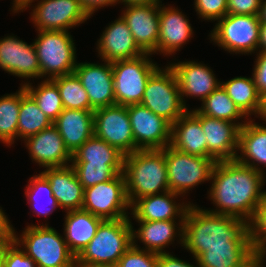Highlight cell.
<instances>
[{
    "mask_svg": "<svg viewBox=\"0 0 266 267\" xmlns=\"http://www.w3.org/2000/svg\"><path fill=\"white\" fill-rule=\"evenodd\" d=\"M132 219L103 220L96 235L76 257V267L118 264L133 245Z\"/></svg>",
    "mask_w": 266,
    "mask_h": 267,
    "instance_id": "5b68a950",
    "label": "cell"
},
{
    "mask_svg": "<svg viewBox=\"0 0 266 267\" xmlns=\"http://www.w3.org/2000/svg\"><path fill=\"white\" fill-rule=\"evenodd\" d=\"M99 59L107 62L128 60L145 54L136 44L126 21L120 15L109 23L96 43Z\"/></svg>",
    "mask_w": 266,
    "mask_h": 267,
    "instance_id": "7402d4cb",
    "label": "cell"
},
{
    "mask_svg": "<svg viewBox=\"0 0 266 267\" xmlns=\"http://www.w3.org/2000/svg\"><path fill=\"white\" fill-rule=\"evenodd\" d=\"M257 52H266V22H260Z\"/></svg>",
    "mask_w": 266,
    "mask_h": 267,
    "instance_id": "681fc988",
    "label": "cell"
},
{
    "mask_svg": "<svg viewBox=\"0 0 266 267\" xmlns=\"http://www.w3.org/2000/svg\"><path fill=\"white\" fill-rule=\"evenodd\" d=\"M21 102V86L15 93L0 97V143L7 147L17 140V125Z\"/></svg>",
    "mask_w": 266,
    "mask_h": 267,
    "instance_id": "d590c367",
    "label": "cell"
},
{
    "mask_svg": "<svg viewBox=\"0 0 266 267\" xmlns=\"http://www.w3.org/2000/svg\"><path fill=\"white\" fill-rule=\"evenodd\" d=\"M258 118L263 120L264 123L266 122V95L262 97V108H261Z\"/></svg>",
    "mask_w": 266,
    "mask_h": 267,
    "instance_id": "db71d44e",
    "label": "cell"
},
{
    "mask_svg": "<svg viewBox=\"0 0 266 267\" xmlns=\"http://www.w3.org/2000/svg\"><path fill=\"white\" fill-rule=\"evenodd\" d=\"M196 110L200 114L212 118L234 122L240 128L249 120L227 95L221 85L205 98L201 102V106L197 107Z\"/></svg>",
    "mask_w": 266,
    "mask_h": 267,
    "instance_id": "836d02e7",
    "label": "cell"
},
{
    "mask_svg": "<svg viewBox=\"0 0 266 267\" xmlns=\"http://www.w3.org/2000/svg\"><path fill=\"white\" fill-rule=\"evenodd\" d=\"M0 267H3V259H2V241H0Z\"/></svg>",
    "mask_w": 266,
    "mask_h": 267,
    "instance_id": "9f6ffc18",
    "label": "cell"
},
{
    "mask_svg": "<svg viewBox=\"0 0 266 267\" xmlns=\"http://www.w3.org/2000/svg\"><path fill=\"white\" fill-rule=\"evenodd\" d=\"M0 69L8 74L22 79L20 86H25L30 81L41 79V71L37 52L33 42L28 44L18 36L5 35L0 38ZM23 79H25L23 81ZM27 80V81H26Z\"/></svg>",
    "mask_w": 266,
    "mask_h": 267,
    "instance_id": "9a60e30c",
    "label": "cell"
},
{
    "mask_svg": "<svg viewBox=\"0 0 266 267\" xmlns=\"http://www.w3.org/2000/svg\"><path fill=\"white\" fill-rule=\"evenodd\" d=\"M58 87L63 108L91 110L88 94L75 73L51 79Z\"/></svg>",
    "mask_w": 266,
    "mask_h": 267,
    "instance_id": "74e56055",
    "label": "cell"
},
{
    "mask_svg": "<svg viewBox=\"0 0 266 267\" xmlns=\"http://www.w3.org/2000/svg\"><path fill=\"white\" fill-rule=\"evenodd\" d=\"M262 0H228L227 14L259 15Z\"/></svg>",
    "mask_w": 266,
    "mask_h": 267,
    "instance_id": "ee69618b",
    "label": "cell"
},
{
    "mask_svg": "<svg viewBox=\"0 0 266 267\" xmlns=\"http://www.w3.org/2000/svg\"><path fill=\"white\" fill-rule=\"evenodd\" d=\"M82 209L103 220L129 218L124 174L84 189Z\"/></svg>",
    "mask_w": 266,
    "mask_h": 267,
    "instance_id": "8fae6325",
    "label": "cell"
},
{
    "mask_svg": "<svg viewBox=\"0 0 266 267\" xmlns=\"http://www.w3.org/2000/svg\"><path fill=\"white\" fill-rule=\"evenodd\" d=\"M33 44L37 52L41 79L74 73L77 66L76 44L70 31H37Z\"/></svg>",
    "mask_w": 266,
    "mask_h": 267,
    "instance_id": "8992f818",
    "label": "cell"
},
{
    "mask_svg": "<svg viewBox=\"0 0 266 267\" xmlns=\"http://www.w3.org/2000/svg\"><path fill=\"white\" fill-rule=\"evenodd\" d=\"M200 122L205 133L208 158L216 162L236 159L240 127L234 123L200 114L195 108L189 110Z\"/></svg>",
    "mask_w": 266,
    "mask_h": 267,
    "instance_id": "e0dca14e",
    "label": "cell"
},
{
    "mask_svg": "<svg viewBox=\"0 0 266 267\" xmlns=\"http://www.w3.org/2000/svg\"><path fill=\"white\" fill-rule=\"evenodd\" d=\"M137 229L132 223L133 245L155 254L166 253L170 245L177 244L183 247V224L184 221H136ZM138 240L143 247L138 245Z\"/></svg>",
    "mask_w": 266,
    "mask_h": 267,
    "instance_id": "cb8c5ba5",
    "label": "cell"
},
{
    "mask_svg": "<svg viewBox=\"0 0 266 267\" xmlns=\"http://www.w3.org/2000/svg\"><path fill=\"white\" fill-rule=\"evenodd\" d=\"M86 267H119L117 264H107V265H94V266H86Z\"/></svg>",
    "mask_w": 266,
    "mask_h": 267,
    "instance_id": "11a10c76",
    "label": "cell"
},
{
    "mask_svg": "<svg viewBox=\"0 0 266 267\" xmlns=\"http://www.w3.org/2000/svg\"><path fill=\"white\" fill-rule=\"evenodd\" d=\"M165 162L170 191L186 197V200L191 189L211 181L216 164L213 158L186 154L170 145L165 147Z\"/></svg>",
    "mask_w": 266,
    "mask_h": 267,
    "instance_id": "ba28073f",
    "label": "cell"
},
{
    "mask_svg": "<svg viewBox=\"0 0 266 267\" xmlns=\"http://www.w3.org/2000/svg\"><path fill=\"white\" fill-rule=\"evenodd\" d=\"M170 146L186 154L208 157L201 122L189 110L172 124Z\"/></svg>",
    "mask_w": 266,
    "mask_h": 267,
    "instance_id": "83f0119b",
    "label": "cell"
},
{
    "mask_svg": "<svg viewBox=\"0 0 266 267\" xmlns=\"http://www.w3.org/2000/svg\"><path fill=\"white\" fill-rule=\"evenodd\" d=\"M252 246L249 224L191 203L183 224V249L198 258L209 247Z\"/></svg>",
    "mask_w": 266,
    "mask_h": 267,
    "instance_id": "7a4b0ae2",
    "label": "cell"
},
{
    "mask_svg": "<svg viewBox=\"0 0 266 267\" xmlns=\"http://www.w3.org/2000/svg\"><path fill=\"white\" fill-rule=\"evenodd\" d=\"M197 261L200 267H265L253 246L209 247Z\"/></svg>",
    "mask_w": 266,
    "mask_h": 267,
    "instance_id": "f546056e",
    "label": "cell"
},
{
    "mask_svg": "<svg viewBox=\"0 0 266 267\" xmlns=\"http://www.w3.org/2000/svg\"><path fill=\"white\" fill-rule=\"evenodd\" d=\"M181 197L183 201L178 203ZM190 204V201L184 202L182 195L166 191L135 200L130 205L129 218L135 221H184Z\"/></svg>",
    "mask_w": 266,
    "mask_h": 267,
    "instance_id": "d6986e66",
    "label": "cell"
},
{
    "mask_svg": "<svg viewBox=\"0 0 266 267\" xmlns=\"http://www.w3.org/2000/svg\"><path fill=\"white\" fill-rule=\"evenodd\" d=\"M3 208L0 206V241L12 239L13 225L11 224L8 216Z\"/></svg>",
    "mask_w": 266,
    "mask_h": 267,
    "instance_id": "c3c4849f",
    "label": "cell"
},
{
    "mask_svg": "<svg viewBox=\"0 0 266 267\" xmlns=\"http://www.w3.org/2000/svg\"><path fill=\"white\" fill-rule=\"evenodd\" d=\"M41 173L50 183L53 196L61 209L66 212L82 209L84 187L71 165L45 168Z\"/></svg>",
    "mask_w": 266,
    "mask_h": 267,
    "instance_id": "d4e9b609",
    "label": "cell"
},
{
    "mask_svg": "<svg viewBox=\"0 0 266 267\" xmlns=\"http://www.w3.org/2000/svg\"><path fill=\"white\" fill-rule=\"evenodd\" d=\"M23 143L32 162L43 169L71 165L72 154L54 125L26 138Z\"/></svg>",
    "mask_w": 266,
    "mask_h": 267,
    "instance_id": "603a6c76",
    "label": "cell"
},
{
    "mask_svg": "<svg viewBox=\"0 0 266 267\" xmlns=\"http://www.w3.org/2000/svg\"><path fill=\"white\" fill-rule=\"evenodd\" d=\"M84 12L91 18L98 9L118 4L117 0H78Z\"/></svg>",
    "mask_w": 266,
    "mask_h": 267,
    "instance_id": "7dc6e473",
    "label": "cell"
},
{
    "mask_svg": "<svg viewBox=\"0 0 266 267\" xmlns=\"http://www.w3.org/2000/svg\"><path fill=\"white\" fill-rule=\"evenodd\" d=\"M118 4L125 5H139V4H160L161 0H117Z\"/></svg>",
    "mask_w": 266,
    "mask_h": 267,
    "instance_id": "f907efd6",
    "label": "cell"
},
{
    "mask_svg": "<svg viewBox=\"0 0 266 267\" xmlns=\"http://www.w3.org/2000/svg\"><path fill=\"white\" fill-rule=\"evenodd\" d=\"M221 86L248 119H252L253 115L254 118H258L262 108V97L256 89L253 75L237 76L226 82L221 81Z\"/></svg>",
    "mask_w": 266,
    "mask_h": 267,
    "instance_id": "1f68e13d",
    "label": "cell"
},
{
    "mask_svg": "<svg viewBox=\"0 0 266 267\" xmlns=\"http://www.w3.org/2000/svg\"><path fill=\"white\" fill-rule=\"evenodd\" d=\"M153 54L112 62L114 97L117 105L140 104L150 76L159 68Z\"/></svg>",
    "mask_w": 266,
    "mask_h": 267,
    "instance_id": "9c48e42d",
    "label": "cell"
},
{
    "mask_svg": "<svg viewBox=\"0 0 266 267\" xmlns=\"http://www.w3.org/2000/svg\"><path fill=\"white\" fill-rule=\"evenodd\" d=\"M253 78L261 97L266 95V52H257L253 66Z\"/></svg>",
    "mask_w": 266,
    "mask_h": 267,
    "instance_id": "f6af8a7d",
    "label": "cell"
},
{
    "mask_svg": "<svg viewBox=\"0 0 266 267\" xmlns=\"http://www.w3.org/2000/svg\"><path fill=\"white\" fill-rule=\"evenodd\" d=\"M84 189L110 181L118 173L108 164H71Z\"/></svg>",
    "mask_w": 266,
    "mask_h": 267,
    "instance_id": "f35d334b",
    "label": "cell"
},
{
    "mask_svg": "<svg viewBox=\"0 0 266 267\" xmlns=\"http://www.w3.org/2000/svg\"><path fill=\"white\" fill-rule=\"evenodd\" d=\"M140 104L171 124L188 111L183 104L175 73L168 64L164 68L160 66L150 76Z\"/></svg>",
    "mask_w": 266,
    "mask_h": 267,
    "instance_id": "30bf717a",
    "label": "cell"
},
{
    "mask_svg": "<svg viewBox=\"0 0 266 267\" xmlns=\"http://www.w3.org/2000/svg\"><path fill=\"white\" fill-rule=\"evenodd\" d=\"M63 235L69 250L77 257L96 235L102 218L83 209L65 212Z\"/></svg>",
    "mask_w": 266,
    "mask_h": 267,
    "instance_id": "f1b7e54d",
    "label": "cell"
},
{
    "mask_svg": "<svg viewBox=\"0 0 266 267\" xmlns=\"http://www.w3.org/2000/svg\"><path fill=\"white\" fill-rule=\"evenodd\" d=\"M260 22L258 15L226 14L216 21L208 37L230 54L252 55L258 49Z\"/></svg>",
    "mask_w": 266,
    "mask_h": 267,
    "instance_id": "52a82bcc",
    "label": "cell"
},
{
    "mask_svg": "<svg viewBox=\"0 0 266 267\" xmlns=\"http://www.w3.org/2000/svg\"><path fill=\"white\" fill-rule=\"evenodd\" d=\"M28 181L24 194L31 208L30 211L34 216H44L48 220L50 214L60 208L53 196L50 183L41 172L31 176Z\"/></svg>",
    "mask_w": 266,
    "mask_h": 267,
    "instance_id": "e575fe53",
    "label": "cell"
},
{
    "mask_svg": "<svg viewBox=\"0 0 266 267\" xmlns=\"http://www.w3.org/2000/svg\"><path fill=\"white\" fill-rule=\"evenodd\" d=\"M158 254L132 245L119 259V267H157Z\"/></svg>",
    "mask_w": 266,
    "mask_h": 267,
    "instance_id": "b9f144b4",
    "label": "cell"
},
{
    "mask_svg": "<svg viewBox=\"0 0 266 267\" xmlns=\"http://www.w3.org/2000/svg\"><path fill=\"white\" fill-rule=\"evenodd\" d=\"M30 7L33 8L30 19L36 31H69L90 19L78 0H31L22 12Z\"/></svg>",
    "mask_w": 266,
    "mask_h": 267,
    "instance_id": "7c38bea8",
    "label": "cell"
},
{
    "mask_svg": "<svg viewBox=\"0 0 266 267\" xmlns=\"http://www.w3.org/2000/svg\"><path fill=\"white\" fill-rule=\"evenodd\" d=\"M236 160L266 174V122L259 124L249 119L240 128Z\"/></svg>",
    "mask_w": 266,
    "mask_h": 267,
    "instance_id": "484cf974",
    "label": "cell"
},
{
    "mask_svg": "<svg viewBox=\"0 0 266 267\" xmlns=\"http://www.w3.org/2000/svg\"><path fill=\"white\" fill-rule=\"evenodd\" d=\"M29 82L24 87L37 102L39 109L54 122L63 111V103L57 85L51 79L42 80L38 86Z\"/></svg>",
    "mask_w": 266,
    "mask_h": 267,
    "instance_id": "8d00e7d4",
    "label": "cell"
},
{
    "mask_svg": "<svg viewBox=\"0 0 266 267\" xmlns=\"http://www.w3.org/2000/svg\"><path fill=\"white\" fill-rule=\"evenodd\" d=\"M94 136L106 141L124 156L135 152L128 106L115 104L95 110Z\"/></svg>",
    "mask_w": 266,
    "mask_h": 267,
    "instance_id": "4fadbf2b",
    "label": "cell"
},
{
    "mask_svg": "<svg viewBox=\"0 0 266 267\" xmlns=\"http://www.w3.org/2000/svg\"><path fill=\"white\" fill-rule=\"evenodd\" d=\"M195 264H191L185 260H182L171 252L158 254L157 267H200L196 258H194Z\"/></svg>",
    "mask_w": 266,
    "mask_h": 267,
    "instance_id": "bcb514c9",
    "label": "cell"
},
{
    "mask_svg": "<svg viewBox=\"0 0 266 267\" xmlns=\"http://www.w3.org/2000/svg\"><path fill=\"white\" fill-rule=\"evenodd\" d=\"M188 17L178 6L159 4L158 54L174 56L193 38V29Z\"/></svg>",
    "mask_w": 266,
    "mask_h": 267,
    "instance_id": "44dd1931",
    "label": "cell"
},
{
    "mask_svg": "<svg viewBox=\"0 0 266 267\" xmlns=\"http://www.w3.org/2000/svg\"><path fill=\"white\" fill-rule=\"evenodd\" d=\"M31 0H13L11 11L14 14H19L22 12V9L30 2Z\"/></svg>",
    "mask_w": 266,
    "mask_h": 267,
    "instance_id": "816d5d0a",
    "label": "cell"
},
{
    "mask_svg": "<svg viewBox=\"0 0 266 267\" xmlns=\"http://www.w3.org/2000/svg\"><path fill=\"white\" fill-rule=\"evenodd\" d=\"M53 125L63 138L66 148L73 154L94 136V111L64 108Z\"/></svg>",
    "mask_w": 266,
    "mask_h": 267,
    "instance_id": "4316f807",
    "label": "cell"
},
{
    "mask_svg": "<svg viewBox=\"0 0 266 267\" xmlns=\"http://www.w3.org/2000/svg\"><path fill=\"white\" fill-rule=\"evenodd\" d=\"M3 267H38L13 240L2 241Z\"/></svg>",
    "mask_w": 266,
    "mask_h": 267,
    "instance_id": "60d3db41",
    "label": "cell"
},
{
    "mask_svg": "<svg viewBox=\"0 0 266 267\" xmlns=\"http://www.w3.org/2000/svg\"><path fill=\"white\" fill-rule=\"evenodd\" d=\"M135 151L163 149L171 143L172 124L142 104L128 106Z\"/></svg>",
    "mask_w": 266,
    "mask_h": 267,
    "instance_id": "5bb4252c",
    "label": "cell"
},
{
    "mask_svg": "<svg viewBox=\"0 0 266 267\" xmlns=\"http://www.w3.org/2000/svg\"><path fill=\"white\" fill-rule=\"evenodd\" d=\"M252 246L256 255L266 262V193L255 217L249 224Z\"/></svg>",
    "mask_w": 266,
    "mask_h": 267,
    "instance_id": "ab89813d",
    "label": "cell"
},
{
    "mask_svg": "<svg viewBox=\"0 0 266 267\" xmlns=\"http://www.w3.org/2000/svg\"><path fill=\"white\" fill-rule=\"evenodd\" d=\"M177 78L181 98L185 107H188L186 98H197L203 101L220 85L213 70L204 63L195 60L171 62L168 64Z\"/></svg>",
    "mask_w": 266,
    "mask_h": 267,
    "instance_id": "2e32d148",
    "label": "cell"
},
{
    "mask_svg": "<svg viewBox=\"0 0 266 267\" xmlns=\"http://www.w3.org/2000/svg\"><path fill=\"white\" fill-rule=\"evenodd\" d=\"M53 125L51 119L40 109L34 98L21 86V102L17 125V140L36 135Z\"/></svg>",
    "mask_w": 266,
    "mask_h": 267,
    "instance_id": "d6a6232c",
    "label": "cell"
},
{
    "mask_svg": "<svg viewBox=\"0 0 266 267\" xmlns=\"http://www.w3.org/2000/svg\"><path fill=\"white\" fill-rule=\"evenodd\" d=\"M208 196L211 213L234 216L250 224L264 198L266 175L236 159L216 162Z\"/></svg>",
    "mask_w": 266,
    "mask_h": 267,
    "instance_id": "6da1fadb",
    "label": "cell"
},
{
    "mask_svg": "<svg viewBox=\"0 0 266 267\" xmlns=\"http://www.w3.org/2000/svg\"><path fill=\"white\" fill-rule=\"evenodd\" d=\"M258 16L261 22H266V0L261 1L260 12Z\"/></svg>",
    "mask_w": 266,
    "mask_h": 267,
    "instance_id": "f5cc1de1",
    "label": "cell"
},
{
    "mask_svg": "<svg viewBox=\"0 0 266 267\" xmlns=\"http://www.w3.org/2000/svg\"><path fill=\"white\" fill-rule=\"evenodd\" d=\"M122 9L121 16L139 48L144 53L158 54L159 4L125 5Z\"/></svg>",
    "mask_w": 266,
    "mask_h": 267,
    "instance_id": "ffe728a7",
    "label": "cell"
},
{
    "mask_svg": "<svg viewBox=\"0 0 266 267\" xmlns=\"http://www.w3.org/2000/svg\"><path fill=\"white\" fill-rule=\"evenodd\" d=\"M228 0H194V9L203 21H217L227 14Z\"/></svg>",
    "mask_w": 266,
    "mask_h": 267,
    "instance_id": "7bdbcfd3",
    "label": "cell"
},
{
    "mask_svg": "<svg viewBox=\"0 0 266 267\" xmlns=\"http://www.w3.org/2000/svg\"><path fill=\"white\" fill-rule=\"evenodd\" d=\"M123 160L115 147L93 136L72 154L71 164H108L119 174L123 173Z\"/></svg>",
    "mask_w": 266,
    "mask_h": 267,
    "instance_id": "4dcf8cb0",
    "label": "cell"
},
{
    "mask_svg": "<svg viewBox=\"0 0 266 267\" xmlns=\"http://www.w3.org/2000/svg\"><path fill=\"white\" fill-rule=\"evenodd\" d=\"M18 234L13 228L12 239L38 267H76V257L63 235L47 222L28 223Z\"/></svg>",
    "mask_w": 266,
    "mask_h": 267,
    "instance_id": "277c9868",
    "label": "cell"
},
{
    "mask_svg": "<svg viewBox=\"0 0 266 267\" xmlns=\"http://www.w3.org/2000/svg\"><path fill=\"white\" fill-rule=\"evenodd\" d=\"M123 174L130 205L142 197L170 191L165 148L137 150L125 155Z\"/></svg>",
    "mask_w": 266,
    "mask_h": 267,
    "instance_id": "3957f363",
    "label": "cell"
},
{
    "mask_svg": "<svg viewBox=\"0 0 266 267\" xmlns=\"http://www.w3.org/2000/svg\"><path fill=\"white\" fill-rule=\"evenodd\" d=\"M77 62L74 73L86 90L91 111L115 105L112 63Z\"/></svg>",
    "mask_w": 266,
    "mask_h": 267,
    "instance_id": "ac0fdd59",
    "label": "cell"
}]
</instances>
